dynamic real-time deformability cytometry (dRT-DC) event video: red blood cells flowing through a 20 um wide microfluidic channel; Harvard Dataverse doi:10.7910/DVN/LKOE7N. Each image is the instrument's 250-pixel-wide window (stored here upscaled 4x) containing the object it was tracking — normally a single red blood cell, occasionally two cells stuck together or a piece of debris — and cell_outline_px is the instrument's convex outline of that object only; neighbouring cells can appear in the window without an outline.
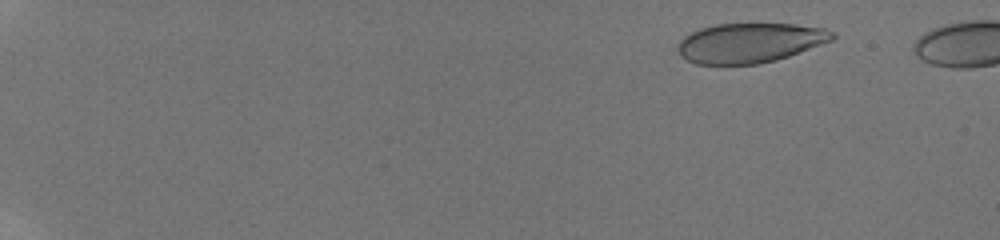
{"species": "human", "species_latin": "Homo sapiens", "temperature_condition": "room temperature", "stored_images_in_passage": 32, "camera_frame_rate_fps": 3000, "um_per_image_px": 0.085, "donor": {"sex": "male"}, "frame": {"image": 1, "passage_image": 3, "time_ms": 2.0, "image_size_px": [1000, 240], "cell_outline_px": [[836, 36], [832, 40], [788, 56], [776, 60], [756, 64], [696, 64], [688, 60], [676, 48], [676, 44], [684, 36], [700, 28], [716, 24], [796, 24], [824, 28], [832, 32]], "centroid_in_image_um": [63.72, 3.63], "position_along_channel_um": 21.3, "area_um2": 35.49}}
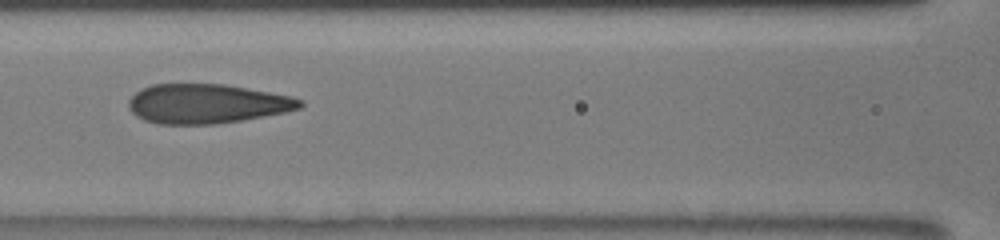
{"frame": {"image": 2, "passage_image": 16, "time_ms": 9.667, "image_size_px": [1000, 240], "cell_outline_px": [[304, 104], [300, 108], [284, 112], [264, 116], [216, 124], [156, 124], [144, 120], [136, 116], [128, 108], [128, 100], [140, 88], [152, 84], [224, 84], [292, 96], [304, 100]], "centroid_in_image_um": [17.56, 8.81], "position_along_channel_um": 149.0, "area_um2": 39.48}}
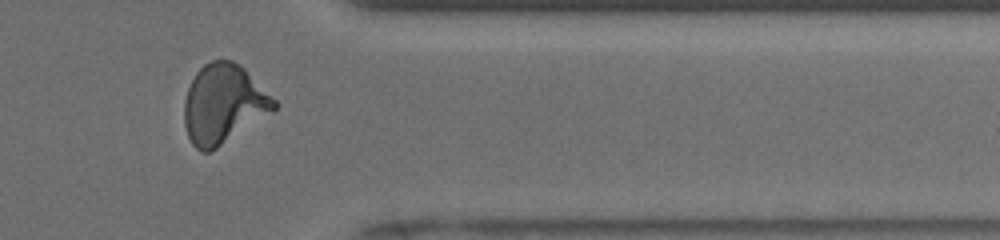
{"frame": {"image": 3, "passage_image": 28, "time_ms": 16.0, "image_size_px": [1000, 240], "cell_outline_px": [[280, 104], [276, 108], [216, 148], [208, 152], [200, 152], [192, 144], [188, 136], [184, 124], [184, 100], [188, 88], [196, 72], [204, 64], [212, 60], [232, 60], [240, 64]], "centroid_in_image_um": [18.97, 8.82], "position_along_channel_um": 392.4, "area_um2": 40.98}, "authors_computed_cell_mechanics": {"area_um2": 39.2751, "velocity_mm_per_s": 3.9179, "shape_relaxation_time_tau1_ms": 4.4658, "shape_relaxation_time_tau2_ms": null, "deformation_change_tau1": 0.1877, "deformation_change_tau2": null}}